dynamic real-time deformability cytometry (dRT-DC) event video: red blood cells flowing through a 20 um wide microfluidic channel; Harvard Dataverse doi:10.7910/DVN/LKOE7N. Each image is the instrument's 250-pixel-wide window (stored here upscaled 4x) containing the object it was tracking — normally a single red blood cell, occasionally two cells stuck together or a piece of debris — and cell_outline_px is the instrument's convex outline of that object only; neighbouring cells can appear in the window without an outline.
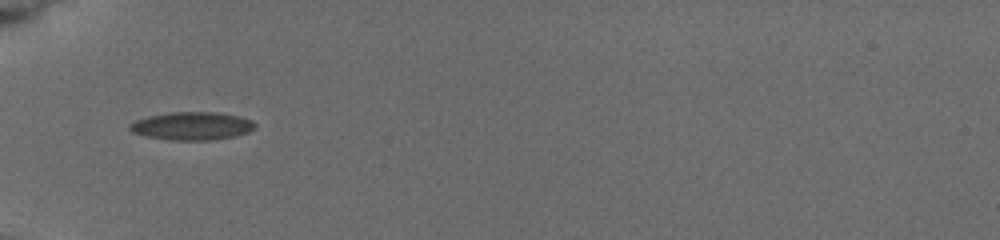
{"species": "common noctule bat (a hibernating species)", "species_latin": "Nyctalus noctula", "temperature_condition": "cold", "stored_images_in_passage": 9, "camera_frame_rate_fps": 3000, "um_per_image_px": 0.085, "animal": {"sex": "female", "body_mass_g": 19.5, "forearm_length_mm": 54.1}, "frame": {"image": 1, "passage_image": 1, "time_ms": 0.0, "image_size_px": [1000, 240], "cell_outline_px": [[256, 128], [248, 132], [236, 136], [212, 140], [172, 140], [144, 136], [132, 132], [128, 128], [128, 124], [136, 120], [148, 116], [168, 112], [216, 112], [240, 116], [252, 120], [256, 124]], "centroid_in_image_um": [16.32, 10.7], "position_along_channel_um": 68.7, "area_um2": 20.69}}
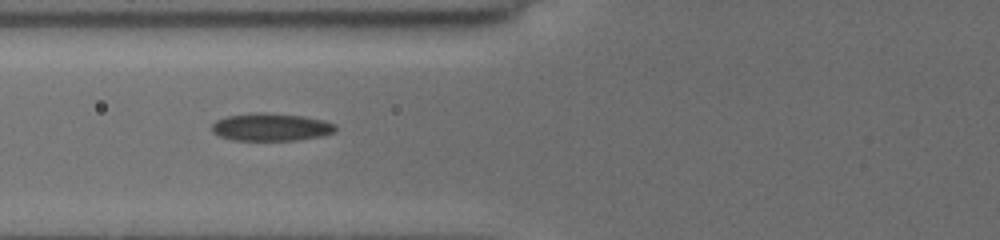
{"frame": {"image": 2, "passage_image": 8, "time_ms": 1.0, "image_size_px": [1000, 240], "cell_outline_px": [[336, 128], [332, 132], [320, 136], [300, 140], [232, 140], [220, 136], [212, 132], [212, 124], [216, 120], [228, 116], [256, 112], [268, 112], [304, 116], [324, 120], [336, 124]], "centroid_in_image_um": [23.03, 10.79], "position_along_channel_um": 102.8, "area_um2": 20.0}}